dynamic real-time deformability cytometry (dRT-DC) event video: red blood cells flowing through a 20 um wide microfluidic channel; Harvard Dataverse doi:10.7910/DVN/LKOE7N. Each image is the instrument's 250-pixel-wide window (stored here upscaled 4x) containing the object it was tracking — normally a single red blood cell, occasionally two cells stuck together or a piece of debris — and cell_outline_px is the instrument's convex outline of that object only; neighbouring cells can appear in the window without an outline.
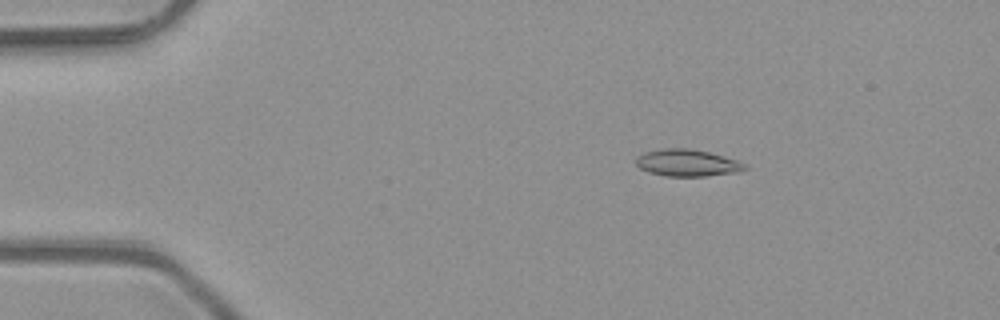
{"species": "common noctule bat (a hibernating species)", "species_latin": "Nyctalus noctula", "temperature_condition": "room temperature", "stored_images_in_passage": 51, "camera_frame_rate_fps": 3000, "um_per_image_px": 0.085, "animal": {"sex": "male", "body_mass_g": 23.1, "forearm_length_mm": 52.7}, "frame": {"image": 1, "passage_image": 9, "time_ms": 2.667, "image_size_px": [1000, 320], "cell_outline_px": [[748, 168], [740, 172], [708, 176], [664, 176], [648, 172], [640, 168], [636, 164], [636, 156], [644, 152], [664, 148], [688, 148], [708, 152], [724, 156], [736, 160], [744, 164]], "centroid_in_image_um": [58.4, 13.85], "position_along_channel_um": 26.6, "area_um2": 17.17}}
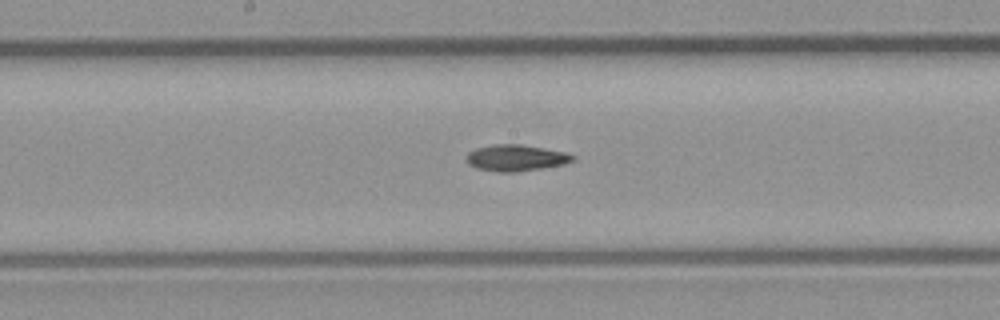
{"frame": {"image": 2, "passage_image": 27, "time_ms": 8.667, "image_size_px": [1000, 320], "cell_outline_px": [[576, 160], [564, 164], [516, 172], [496, 172], [476, 168], [468, 164], [468, 152], [476, 148], [492, 144], [520, 144], [568, 152], [576, 156]], "centroid_in_image_um": [43.89, 13.41], "position_along_channel_um": 204.3, "area_um2": 16.42}}
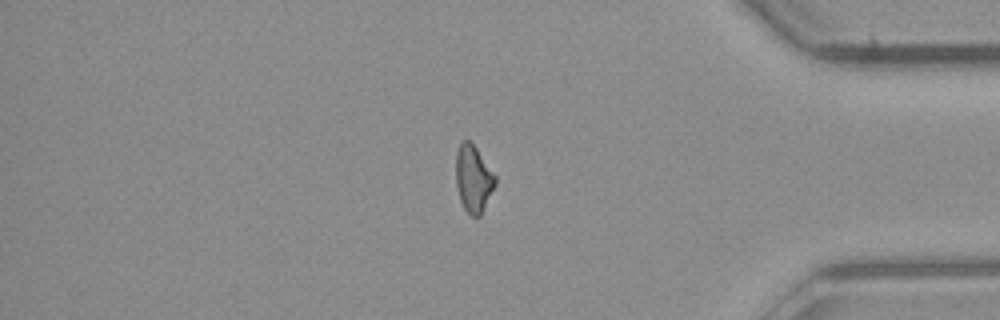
{"frame": {"image": 3, "passage_image": 43, "time_ms": 14.0, "image_size_px": [1000, 320], "cell_outline_px": [[496, 184], [480, 216], [472, 216], [464, 208], [460, 200], [456, 184], [456, 152], [460, 144], [464, 140], [468, 140], [476, 148], [496, 176]], "centroid_in_image_um": [40.23, 15.2], "position_along_channel_um": 395.0, "area_um2": 15.14}}